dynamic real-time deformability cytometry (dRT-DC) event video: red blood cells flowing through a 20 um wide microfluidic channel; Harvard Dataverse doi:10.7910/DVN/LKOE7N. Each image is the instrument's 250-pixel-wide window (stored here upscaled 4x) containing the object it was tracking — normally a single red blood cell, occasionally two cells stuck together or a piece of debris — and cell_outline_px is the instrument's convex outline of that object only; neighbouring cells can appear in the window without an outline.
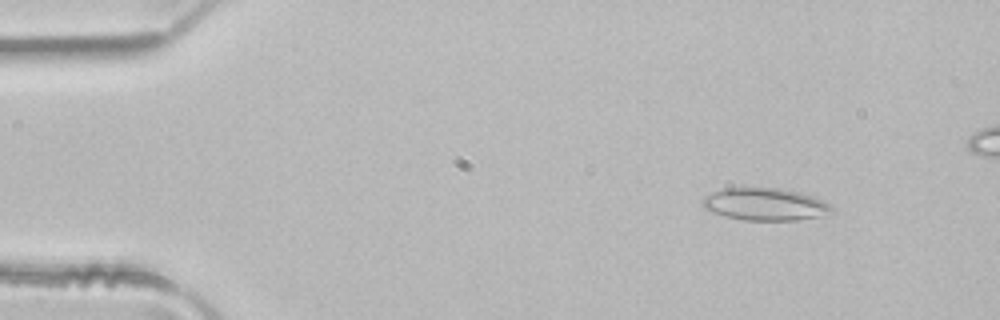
{"species": "common noctule bat (a hibernating species)", "species_latin": "Nyctalus noctula", "temperature_condition": "room temperature", "stored_images_in_passage": 47, "camera_frame_rate_fps": 3000, "um_per_image_px": 0.085, "animal": {"sex": "male", "body_mass_g": 21.5, "forearm_length_mm": 52.0}, "frame": {"image": 1, "passage_image": 6, "time_ms": 1.667, "image_size_px": [1000, 320], "cell_outline_px": [[836, 212], [820, 216], [796, 220], [744, 220], [724, 216], [708, 212], [700, 204], [704, 196], [724, 188], [776, 188], [800, 192], [812, 196], [836, 208]], "centroid_in_image_um": [65.01, 17.37], "position_along_channel_um": 20.0, "area_um2": 24.51}}
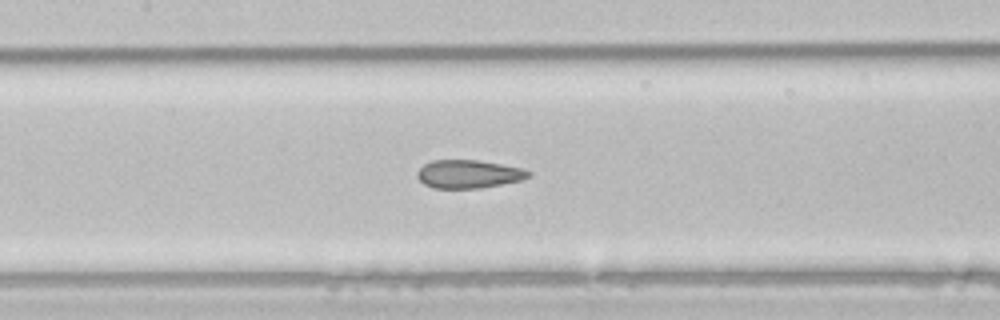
{"frame": {"image": 2, "passage_image": 23, "time_ms": 7.333, "image_size_px": [1000, 320], "cell_outline_px": [[532, 176], [520, 180], [480, 188], [432, 188], [424, 184], [416, 176], [416, 172], [424, 164], [432, 160], [480, 160], [520, 168], [532, 172]], "centroid_in_image_um": [39.8, 14.79], "position_along_channel_um": 167.6, "area_um2": 18.26}}
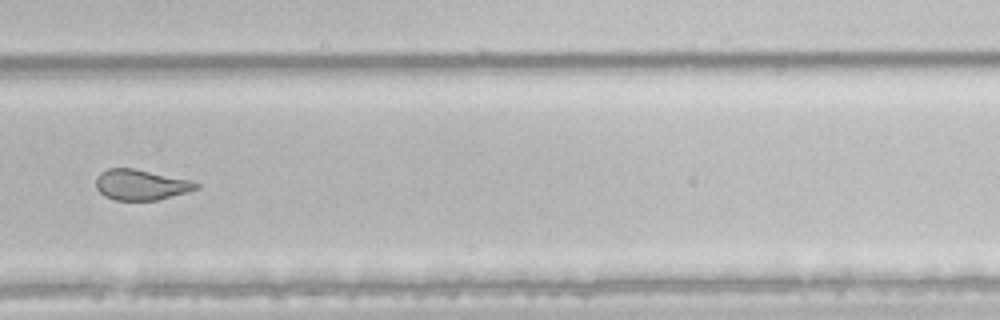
{"frame": {"image": 3, "passage_image": 34, "time_ms": 11.0, "image_size_px": [1000, 320], "cell_outline_px": [[200, 188], [188, 192], [156, 200], [116, 200], [104, 196], [96, 188], [96, 176], [100, 172], [108, 168], [132, 168], [192, 180], [200, 184]], "centroid_in_image_um": [11.99, 15.7], "position_along_channel_um": 317.8, "area_um2": 17.92}}